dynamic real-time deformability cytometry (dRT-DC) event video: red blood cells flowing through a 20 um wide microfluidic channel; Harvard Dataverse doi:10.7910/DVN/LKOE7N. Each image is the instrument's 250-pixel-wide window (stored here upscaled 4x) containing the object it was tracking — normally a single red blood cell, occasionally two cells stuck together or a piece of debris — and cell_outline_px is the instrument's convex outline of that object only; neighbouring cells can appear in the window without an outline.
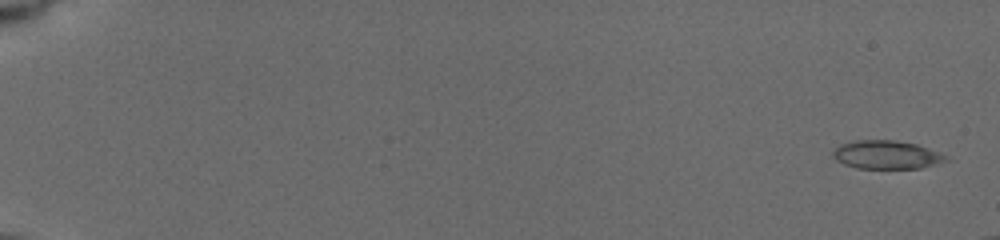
{"species": "common noctule bat (a hibernating species)", "species_latin": "Nyctalus noctula", "temperature_condition": "cold", "stored_images_in_passage": 6, "camera_frame_rate_fps": 3000, "um_per_image_px": 0.085, "animal": {"sex": "female", "body_mass_g": 19.5, "forearm_length_mm": 54.1}, "frame": {"image": 1, "passage_image": 1, "time_ms": 0.0, "image_size_px": [1000, 240], "cell_outline_px": [[948, 160], [920, 168], [856, 168], [844, 164], [836, 160], [832, 156], [832, 152], [840, 144], [856, 140], [892, 140], [916, 144], [948, 156]], "centroid_in_image_um": [75.31, 13.15], "position_along_channel_um": 9.7, "area_um2": 18.5}}